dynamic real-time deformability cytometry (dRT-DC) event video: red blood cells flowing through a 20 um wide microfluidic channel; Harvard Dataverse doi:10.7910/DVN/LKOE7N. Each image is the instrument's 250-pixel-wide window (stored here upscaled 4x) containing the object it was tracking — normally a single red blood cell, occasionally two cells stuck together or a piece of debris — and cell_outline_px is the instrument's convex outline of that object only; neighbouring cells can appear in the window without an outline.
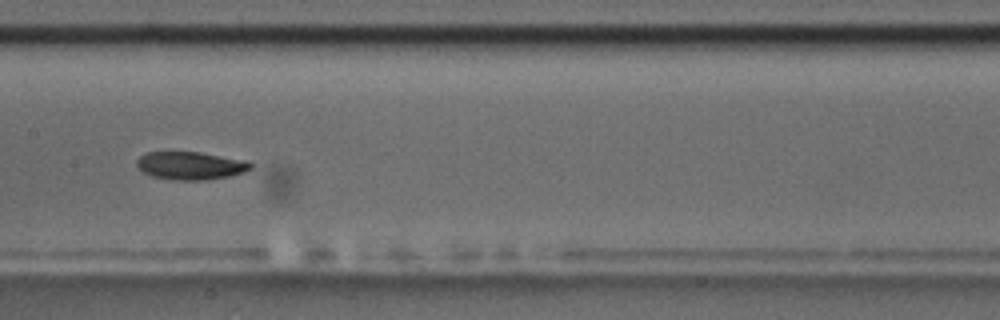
{"species": "common noctule bat (a hibernating species)", "species_latin": "Nyctalus noctula", "temperature_condition": "room temperature", "stored_images_in_passage": 17, "camera_frame_rate_fps": 3000, "um_per_image_px": 0.085, "animal": {"sex": "male", "body_mass_g": 17.5, "forearm_length_mm": 52.3}, "frame": {"image": 1, "passage_image": 8, "time_ms": 8.0, "image_size_px": [1000, 320], "cell_outline_px": [[252, 168], [244, 172], [228, 176], [204, 180], [176, 180], [152, 176], [144, 172], [136, 164], [136, 160], [140, 156], [148, 152], [200, 152], [236, 160], [252, 164]], "centroid_in_image_um": [16.12, 14.09], "position_along_channel_um": 191.3, "area_um2": 17.98}, "authors_computed_cell_mechanics": {"area_um2": 19.074, "velocity_mm_per_s": 3.5711, "shape_relaxation_time_tau1_ms": 5.0458, "shape_relaxation_time_tau2_ms": null, "deformation_change_tau1": 0.1415, "deformation_change_tau2": null}}